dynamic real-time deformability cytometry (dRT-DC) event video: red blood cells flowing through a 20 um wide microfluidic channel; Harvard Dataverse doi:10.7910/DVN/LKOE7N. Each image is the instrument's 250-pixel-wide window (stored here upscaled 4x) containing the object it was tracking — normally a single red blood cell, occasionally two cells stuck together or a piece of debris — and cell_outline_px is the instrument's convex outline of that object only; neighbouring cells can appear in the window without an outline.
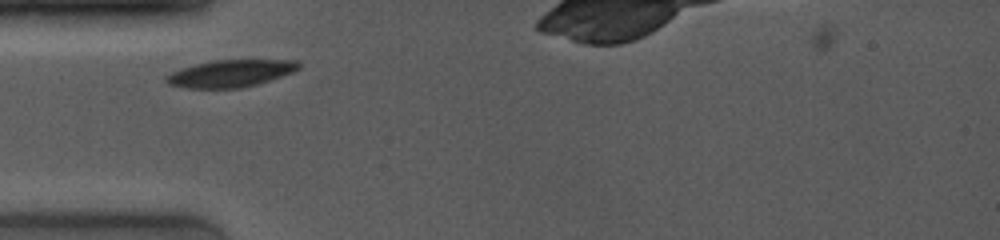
{"species": "common noctule bat (a hibernating species)", "species_latin": "Nyctalus noctula", "temperature_condition": "room temperature", "stored_images_in_passage": 21, "camera_frame_rate_fps": 4000, "um_per_image_px": 0.085, "animal": {"sex": "female", "body_mass_g": 19.0, "forearm_length_mm": 53.3}, "frame": {"image": 1, "passage_image": 1, "time_ms": 0.0, "image_size_px": [1000, 240], "cell_outline_px": [[300, 68], [292, 72], [256, 84], [240, 88], [188, 88], [168, 84], [164, 80], [164, 76], [180, 68], [212, 60], [296, 60], [300, 64]], "centroid_in_image_um": [19.55, 6.23], "position_along_channel_um": 65.5, "area_um2": 20.81}}
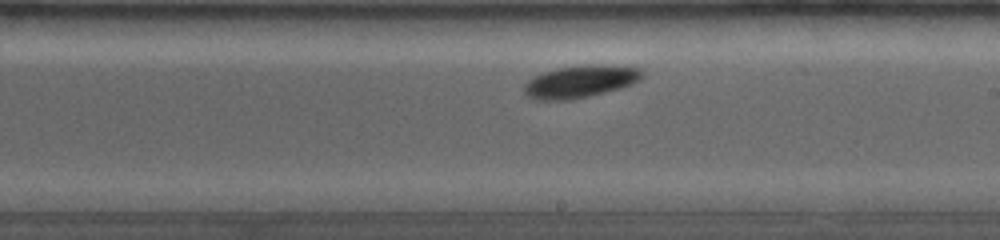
{"frame": {"image": 2, "passage_image": 14, "time_ms": 4.5, "image_size_px": [1000, 240], "cell_outline_px": [[644, 76], [640, 80], [632, 84], [620, 88], [572, 100], [536, 100], [528, 96], [524, 92], [524, 84], [528, 80], [544, 72], [556, 68], [580, 64], [600, 64], [640, 68], [644, 72]], "centroid_in_image_um": [49.34, 6.92], "position_along_channel_um": 239.7, "area_um2": 22.43}}
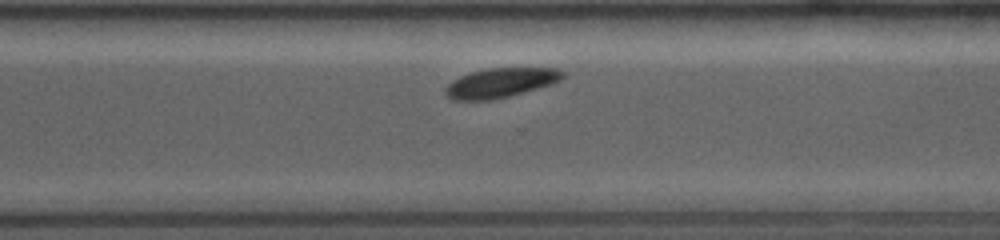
{"frame": {"image": 3, "passage_image": 20, "time_ms": 6.75, "image_size_px": [1000, 240], "cell_outline_px": [[568, 72], [560, 80], [552, 84], [508, 96], [492, 100], [452, 100], [444, 92], [444, 88], [452, 80], [460, 76], [472, 72], [488, 68], [556, 68]], "centroid_in_image_um": [42.55, 7.03], "position_along_channel_um": 328.0, "area_um2": 20.17}}